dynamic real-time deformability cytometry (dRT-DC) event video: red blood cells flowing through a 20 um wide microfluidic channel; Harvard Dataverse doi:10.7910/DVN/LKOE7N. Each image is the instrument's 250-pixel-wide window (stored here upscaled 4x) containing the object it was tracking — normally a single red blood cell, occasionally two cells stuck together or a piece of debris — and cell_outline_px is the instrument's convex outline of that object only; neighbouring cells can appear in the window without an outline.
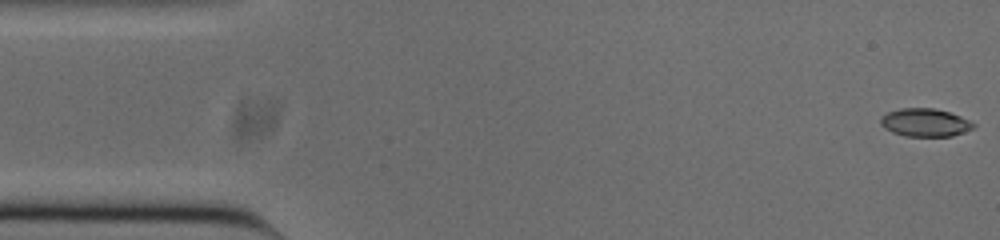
{"species": "common noctule bat (a hibernating species)", "species_latin": "Nyctalus noctula", "temperature_condition": "cold", "stored_images_in_passage": 53, "camera_frame_rate_fps": 3000, "um_per_image_px": 0.085, "animal": {"sex": "male", "body_mass_g": 20.0, "forearm_length_mm": 53.3}, "frame": {"image": 1, "passage_image": 1, "time_ms": 0.0, "image_size_px": [1000, 240], "cell_outline_px": [[976, 124], [972, 128], [964, 132], [952, 136], [904, 136], [892, 132], [884, 128], [880, 124], [880, 116], [888, 112], [900, 108], [936, 108], [960, 116]], "centroid_in_image_um": [78.59, 10.41], "position_along_channel_um": 6.4, "area_um2": 15.2}}
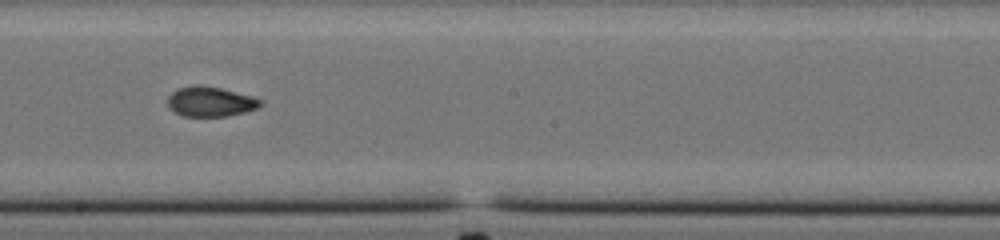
{"frame": {"image": 2, "passage_image": 28, "time_ms": 9.0, "image_size_px": [1000, 240], "cell_outline_px": [[264, 104], [256, 108], [244, 112], [228, 116], [184, 116], [168, 108], [168, 96], [176, 88], [196, 84], [220, 88], [252, 96], [264, 100]], "centroid_in_image_um": [17.89, 8.63], "position_along_channel_um": 230.3, "area_um2": 16.24}}
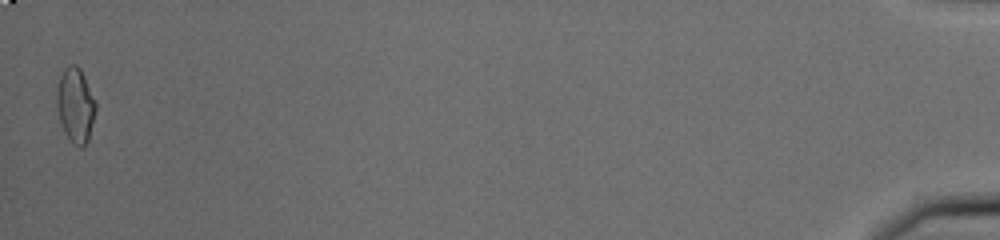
{"frame": {"image": 3, "passage_image": 52, "time_ms": 17.0, "image_size_px": [1000, 240], "cell_outline_px": [[96, 108], [88, 140], [80, 148], [72, 144], [64, 132], [56, 108], [56, 88], [60, 76], [64, 68], [68, 64], [76, 64], [80, 68], [96, 100]], "centroid_in_image_um": [6.4, 8.92], "position_along_channel_um": 428.8, "area_um2": 17.17}, "authors_computed_cell_mechanics": {"area_um2": 15.9528, "velocity_mm_per_s": 3.8262, "shape_relaxation_time_tau1_ms": null, "shape_relaxation_time_tau2_ms": 2.2633, "deformation_change_tau1": null, "deformation_change_tau2": 0.0691}}